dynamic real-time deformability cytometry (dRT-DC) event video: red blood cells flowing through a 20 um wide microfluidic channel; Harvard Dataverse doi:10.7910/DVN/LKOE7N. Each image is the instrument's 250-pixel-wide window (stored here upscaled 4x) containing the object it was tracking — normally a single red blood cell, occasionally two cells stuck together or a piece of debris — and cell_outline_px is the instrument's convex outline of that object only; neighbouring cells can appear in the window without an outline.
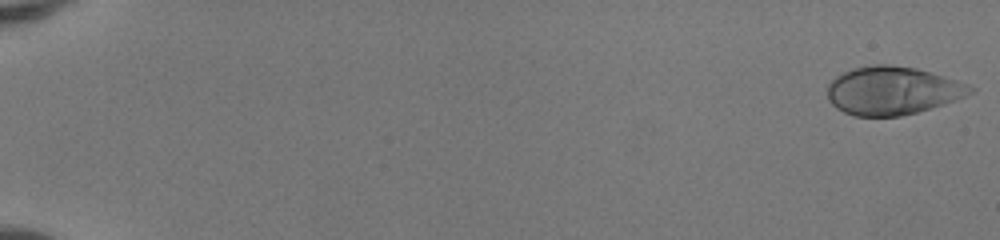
{"species": "human", "species_latin": "Homo sapiens", "temperature_condition": "room temperature", "stored_images_in_passage": 51, "camera_frame_rate_fps": 3000, "um_per_image_px": 0.085, "donor": {"sex": "female"}, "frame": {"image": 1, "passage_image": 1, "time_ms": 0.0, "image_size_px": [1000, 240], "cell_outline_px": [[976, 88], [972, 92], [964, 96], [944, 104], [916, 112], [900, 116], [856, 116], [844, 112], [836, 108], [828, 100], [828, 84], [836, 76], [852, 68], [872, 64], [888, 64], [916, 68], [944, 76], [968, 84]], "centroid_in_image_um": [75.84, 7.69], "position_along_channel_um": 9.2, "area_um2": 40.0}}
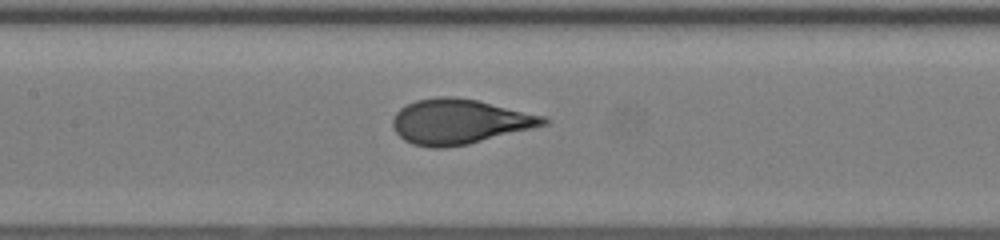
{"frame": {"image": 2, "passage_image": 27, "time_ms": 8.667, "image_size_px": [1000, 240], "cell_outline_px": [[552, 120], [548, 124], [468, 144], [444, 148], [432, 148], [412, 144], [404, 140], [396, 132], [392, 124], [392, 120], [396, 112], [400, 108], [416, 100], [436, 96], [456, 96], [476, 100], [544, 116]], "centroid_in_image_um": [39.03, 10.33], "position_along_channel_um": 168.4, "area_um2": 39.36}}
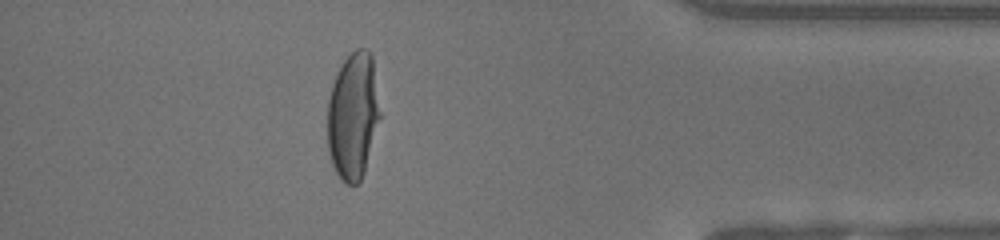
{"frame": {"image": 3, "passage_image": 46, "time_ms": 15.0, "image_size_px": [1000, 240], "cell_outline_px": [[380, 116], [364, 172], [360, 180], [356, 184], [348, 184], [340, 180], [332, 164], [328, 148], [328, 100], [332, 84], [344, 60], [356, 48], [364, 48], [372, 56], [380, 112]], "centroid_in_image_um": [30.0, 9.86], "position_along_channel_um": 405.2, "area_um2": 38.38}, "authors_computed_cell_mechanics": {"area_um2": 38.6682, "velocity_mm_per_s": 4.1786, "shape_relaxation_time_tau1_ms": 5.1674, "shape_relaxation_time_tau2_ms": null, "deformation_change_tau1": 0.2663, "deformation_change_tau2": null}}